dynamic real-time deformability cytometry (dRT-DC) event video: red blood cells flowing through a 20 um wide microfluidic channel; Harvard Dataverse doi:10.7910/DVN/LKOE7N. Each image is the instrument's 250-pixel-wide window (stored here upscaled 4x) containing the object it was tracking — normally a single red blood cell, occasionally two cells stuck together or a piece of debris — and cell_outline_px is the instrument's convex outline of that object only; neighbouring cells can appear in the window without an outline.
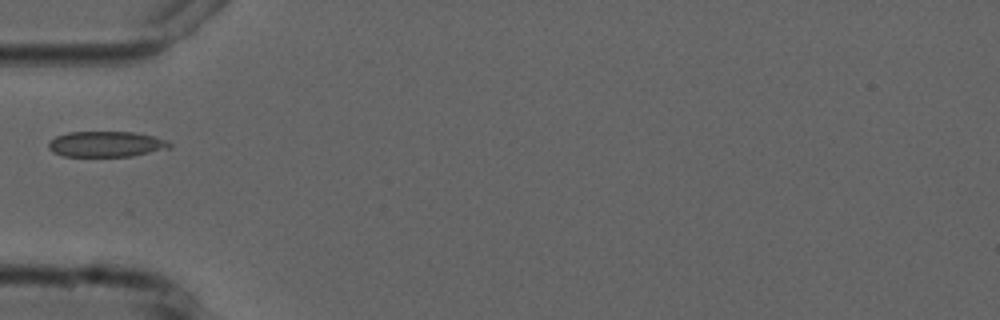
{"species": "common noctule bat (a hibernating species)", "species_latin": "Nyctalus noctula", "temperature_condition": "cold", "stored_images_in_passage": 5, "camera_frame_rate_fps": 3000, "um_per_image_px": 0.085, "animal": {"sex": "male", "forearm_length_mm": 52.5}, "frame": {"image": 1, "passage_image": 5, "time_ms": 4.333, "image_size_px": [1000, 320], "cell_outline_px": [[172, 148], [132, 156], [64, 156], [52, 152], [48, 148], [48, 140], [56, 136], [68, 132], [132, 132], [152, 136], [168, 140], [172, 144]], "centroid_in_image_um": [9.02, 12.25], "position_along_channel_um": 76.0, "area_um2": 18.21}}